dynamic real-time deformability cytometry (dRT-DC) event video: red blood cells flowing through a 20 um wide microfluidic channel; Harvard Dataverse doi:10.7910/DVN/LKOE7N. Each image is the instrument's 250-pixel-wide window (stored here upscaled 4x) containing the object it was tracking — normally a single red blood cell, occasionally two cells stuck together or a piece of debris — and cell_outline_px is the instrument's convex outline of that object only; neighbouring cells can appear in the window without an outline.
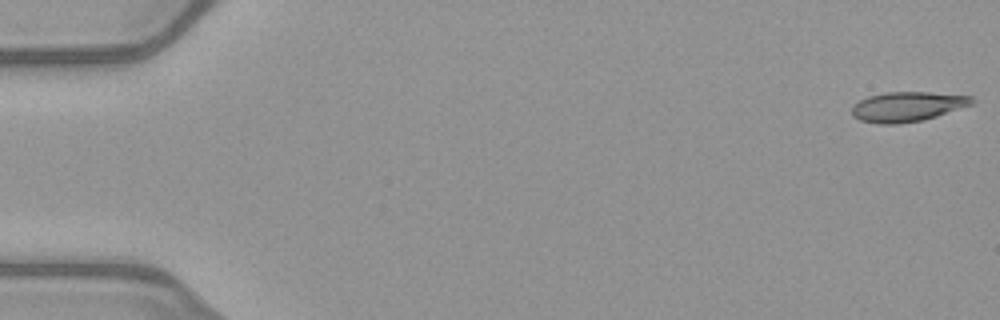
{"species": "common noctule bat (a hibernating species)", "species_latin": "Nyctalus noctula", "temperature_condition": "warm", "stored_images_in_passage": 51, "camera_frame_rate_fps": 3000, "um_per_image_px": 0.085, "animal": {"sex": "female", "body_mass_g": 21.9}, "frame": {"image": 1, "passage_image": 1, "time_ms": 0.0, "image_size_px": [1000, 320], "cell_outline_px": [[976, 100], [972, 104], [924, 120], [900, 124], [880, 124], [860, 120], [852, 116], [852, 108], [860, 100], [868, 96], [888, 92], [928, 92], [972, 96]], "centroid_in_image_um": [77.13, 9.07], "position_along_channel_um": 7.9, "area_um2": 20.75}}
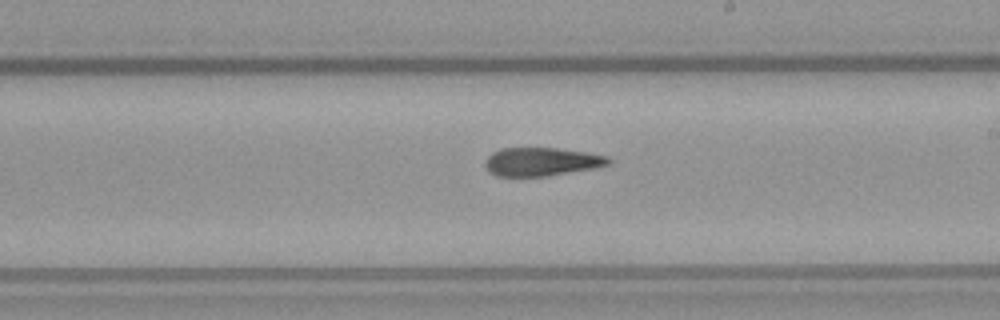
{"frame": {"image": 2, "passage_image": 30, "time_ms": 9.667, "image_size_px": [1000, 320], "cell_outline_px": [[612, 160], [608, 164], [592, 168], [548, 176], [496, 176], [488, 172], [484, 164], [488, 156], [492, 152], [500, 148], [556, 148], [584, 152], [608, 156]], "centroid_in_image_um": [45.98, 13.74], "position_along_channel_um": 243.0, "area_um2": 20.35}}
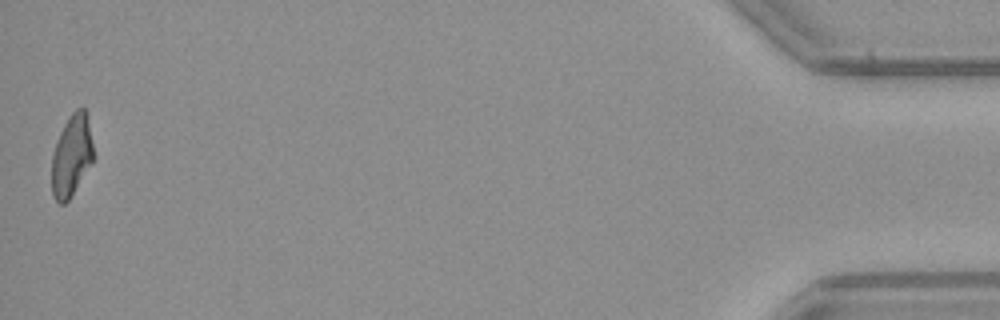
{"frame": {"image": 3, "passage_image": 51, "time_ms": 16.667, "image_size_px": [1000, 320], "cell_outline_px": [[96, 156], [92, 164], [68, 200], [64, 204], [60, 204], [52, 196], [52, 156], [56, 140], [68, 116], [76, 108], [84, 108]], "centroid_in_image_um": [6.09, 13.24], "position_along_channel_um": 429.1, "area_um2": 19.94}, "authors_computed_cell_mechanics": {"area_um2": 21.2704, "velocity_mm_per_s": 4.0469, "shape_relaxation_time_tau1_ms": null, "shape_relaxation_time_tau2_ms": 3.0493, "deformation_change_tau1": null, "deformation_change_tau2": 0.1341}}